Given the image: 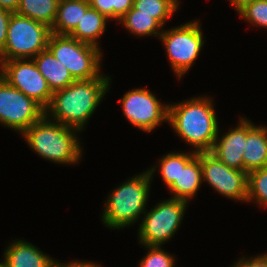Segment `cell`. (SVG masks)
Masks as SVG:
<instances>
[{
	"instance_id": "cell-1",
	"label": "cell",
	"mask_w": 267,
	"mask_h": 267,
	"mask_svg": "<svg viewBox=\"0 0 267 267\" xmlns=\"http://www.w3.org/2000/svg\"><path fill=\"white\" fill-rule=\"evenodd\" d=\"M110 80L105 74L89 80H75L66 88L53 92L45 115L81 132L109 91Z\"/></svg>"
},
{
	"instance_id": "cell-2",
	"label": "cell",
	"mask_w": 267,
	"mask_h": 267,
	"mask_svg": "<svg viewBox=\"0 0 267 267\" xmlns=\"http://www.w3.org/2000/svg\"><path fill=\"white\" fill-rule=\"evenodd\" d=\"M215 113L212 99L198 96L169 104L168 123L194 152H211L219 130Z\"/></svg>"
},
{
	"instance_id": "cell-3",
	"label": "cell",
	"mask_w": 267,
	"mask_h": 267,
	"mask_svg": "<svg viewBox=\"0 0 267 267\" xmlns=\"http://www.w3.org/2000/svg\"><path fill=\"white\" fill-rule=\"evenodd\" d=\"M77 129L50 120L44 115L22 133L35 153L52 163L74 165L79 163L82 148Z\"/></svg>"
},
{
	"instance_id": "cell-4",
	"label": "cell",
	"mask_w": 267,
	"mask_h": 267,
	"mask_svg": "<svg viewBox=\"0 0 267 267\" xmlns=\"http://www.w3.org/2000/svg\"><path fill=\"white\" fill-rule=\"evenodd\" d=\"M151 180L145 171L116 186L105 202L103 224L117 230L136 223L146 211Z\"/></svg>"
},
{
	"instance_id": "cell-5",
	"label": "cell",
	"mask_w": 267,
	"mask_h": 267,
	"mask_svg": "<svg viewBox=\"0 0 267 267\" xmlns=\"http://www.w3.org/2000/svg\"><path fill=\"white\" fill-rule=\"evenodd\" d=\"M51 33L48 25L15 12L12 13L6 44L0 53V61L33 59L47 48Z\"/></svg>"
},
{
	"instance_id": "cell-6",
	"label": "cell",
	"mask_w": 267,
	"mask_h": 267,
	"mask_svg": "<svg viewBox=\"0 0 267 267\" xmlns=\"http://www.w3.org/2000/svg\"><path fill=\"white\" fill-rule=\"evenodd\" d=\"M47 48L75 80H89L101 75V48L82 43L70 35L54 33L49 37Z\"/></svg>"
},
{
	"instance_id": "cell-7",
	"label": "cell",
	"mask_w": 267,
	"mask_h": 267,
	"mask_svg": "<svg viewBox=\"0 0 267 267\" xmlns=\"http://www.w3.org/2000/svg\"><path fill=\"white\" fill-rule=\"evenodd\" d=\"M187 201L168 198L160 201L150 211H145L140 226L138 237L143 246H161L171 240L187 208Z\"/></svg>"
},
{
	"instance_id": "cell-8",
	"label": "cell",
	"mask_w": 267,
	"mask_h": 267,
	"mask_svg": "<svg viewBox=\"0 0 267 267\" xmlns=\"http://www.w3.org/2000/svg\"><path fill=\"white\" fill-rule=\"evenodd\" d=\"M159 38L164 44L167 58L178 79L191 68L205 41L200 23L196 20L163 30Z\"/></svg>"
},
{
	"instance_id": "cell-9",
	"label": "cell",
	"mask_w": 267,
	"mask_h": 267,
	"mask_svg": "<svg viewBox=\"0 0 267 267\" xmlns=\"http://www.w3.org/2000/svg\"><path fill=\"white\" fill-rule=\"evenodd\" d=\"M45 115L34 99L11 86L0 75V123L21 134Z\"/></svg>"
},
{
	"instance_id": "cell-10",
	"label": "cell",
	"mask_w": 267,
	"mask_h": 267,
	"mask_svg": "<svg viewBox=\"0 0 267 267\" xmlns=\"http://www.w3.org/2000/svg\"><path fill=\"white\" fill-rule=\"evenodd\" d=\"M0 75L11 86L34 99L44 109L51 103L53 92L33 59L0 61Z\"/></svg>"
},
{
	"instance_id": "cell-11",
	"label": "cell",
	"mask_w": 267,
	"mask_h": 267,
	"mask_svg": "<svg viewBox=\"0 0 267 267\" xmlns=\"http://www.w3.org/2000/svg\"><path fill=\"white\" fill-rule=\"evenodd\" d=\"M119 101L127 120L144 132L155 130L163 121L168 122L169 104H161L146 88L130 90Z\"/></svg>"
},
{
	"instance_id": "cell-12",
	"label": "cell",
	"mask_w": 267,
	"mask_h": 267,
	"mask_svg": "<svg viewBox=\"0 0 267 267\" xmlns=\"http://www.w3.org/2000/svg\"><path fill=\"white\" fill-rule=\"evenodd\" d=\"M202 178L219 194L247 201L248 173L228 167L211 152H200Z\"/></svg>"
},
{
	"instance_id": "cell-13",
	"label": "cell",
	"mask_w": 267,
	"mask_h": 267,
	"mask_svg": "<svg viewBox=\"0 0 267 267\" xmlns=\"http://www.w3.org/2000/svg\"><path fill=\"white\" fill-rule=\"evenodd\" d=\"M202 178L200 152H180V173L178 178L168 187L172 198L189 201L199 190Z\"/></svg>"
},
{
	"instance_id": "cell-14",
	"label": "cell",
	"mask_w": 267,
	"mask_h": 267,
	"mask_svg": "<svg viewBox=\"0 0 267 267\" xmlns=\"http://www.w3.org/2000/svg\"><path fill=\"white\" fill-rule=\"evenodd\" d=\"M217 138L211 153L228 167L244 171L243 153L246 141V117H242L234 129Z\"/></svg>"
},
{
	"instance_id": "cell-15",
	"label": "cell",
	"mask_w": 267,
	"mask_h": 267,
	"mask_svg": "<svg viewBox=\"0 0 267 267\" xmlns=\"http://www.w3.org/2000/svg\"><path fill=\"white\" fill-rule=\"evenodd\" d=\"M243 158L244 172L267 167V126H256L247 118Z\"/></svg>"
},
{
	"instance_id": "cell-16",
	"label": "cell",
	"mask_w": 267,
	"mask_h": 267,
	"mask_svg": "<svg viewBox=\"0 0 267 267\" xmlns=\"http://www.w3.org/2000/svg\"><path fill=\"white\" fill-rule=\"evenodd\" d=\"M7 267H51L53 258L25 240H15L4 251Z\"/></svg>"
},
{
	"instance_id": "cell-17",
	"label": "cell",
	"mask_w": 267,
	"mask_h": 267,
	"mask_svg": "<svg viewBox=\"0 0 267 267\" xmlns=\"http://www.w3.org/2000/svg\"><path fill=\"white\" fill-rule=\"evenodd\" d=\"M33 60L52 92L64 89L75 81L65 65L48 48L38 53Z\"/></svg>"
},
{
	"instance_id": "cell-18",
	"label": "cell",
	"mask_w": 267,
	"mask_h": 267,
	"mask_svg": "<svg viewBox=\"0 0 267 267\" xmlns=\"http://www.w3.org/2000/svg\"><path fill=\"white\" fill-rule=\"evenodd\" d=\"M89 7V0H60L51 32L69 35L77 27Z\"/></svg>"
},
{
	"instance_id": "cell-19",
	"label": "cell",
	"mask_w": 267,
	"mask_h": 267,
	"mask_svg": "<svg viewBox=\"0 0 267 267\" xmlns=\"http://www.w3.org/2000/svg\"><path fill=\"white\" fill-rule=\"evenodd\" d=\"M107 21L109 19L105 15L90 6L69 35L82 43L100 48L98 38L104 34Z\"/></svg>"
},
{
	"instance_id": "cell-20",
	"label": "cell",
	"mask_w": 267,
	"mask_h": 267,
	"mask_svg": "<svg viewBox=\"0 0 267 267\" xmlns=\"http://www.w3.org/2000/svg\"><path fill=\"white\" fill-rule=\"evenodd\" d=\"M60 0H19L15 13L53 26Z\"/></svg>"
},
{
	"instance_id": "cell-21",
	"label": "cell",
	"mask_w": 267,
	"mask_h": 267,
	"mask_svg": "<svg viewBox=\"0 0 267 267\" xmlns=\"http://www.w3.org/2000/svg\"><path fill=\"white\" fill-rule=\"evenodd\" d=\"M118 22L136 36L160 37L163 31V26L152 15L136 14L133 7Z\"/></svg>"
},
{
	"instance_id": "cell-22",
	"label": "cell",
	"mask_w": 267,
	"mask_h": 267,
	"mask_svg": "<svg viewBox=\"0 0 267 267\" xmlns=\"http://www.w3.org/2000/svg\"><path fill=\"white\" fill-rule=\"evenodd\" d=\"M136 14L152 15L162 26L179 8L178 0H133Z\"/></svg>"
},
{
	"instance_id": "cell-23",
	"label": "cell",
	"mask_w": 267,
	"mask_h": 267,
	"mask_svg": "<svg viewBox=\"0 0 267 267\" xmlns=\"http://www.w3.org/2000/svg\"><path fill=\"white\" fill-rule=\"evenodd\" d=\"M249 201L267 207V167L248 173L247 202Z\"/></svg>"
},
{
	"instance_id": "cell-24",
	"label": "cell",
	"mask_w": 267,
	"mask_h": 267,
	"mask_svg": "<svg viewBox=\"0 0 267 267\" xmlns=\"http://www.w3.org/2000/svg\"><path fill=\"white\" fill-rule=\"evenodd\" d=\"M158 167L155 165L151 169H148V173L153 178L156 168L160 170V176L165 182L167 188L178 178L180 173V153L178 152H169L167 155L161 157L158 163Z\"/></svg>"
},
{
	"instance_id": "cell-25",
	"label": "cell",
	"mask_w": 267,
	"mask_h": 267,
	"mask_svg": "<svg viewBox=\"0 0 267 267\" xmlns=\"http://www.w3.org/2000/svg\"><path fill=\"white\" fill-rule=\"evenodd\" d=\"M89 3L108 19L117 21L133 7V0H89Z\"/></svg>"
},
{
	"instance_id": "cell-26",
	"label": "cell",
	"mask_w": 267,
	"mask_h": 267,
	"mask_svg": "<svg viewBox=\"0 0 267 267\" xmlns=\"http://www.w3.org/2000/svg\"><path fill=\"white\" fill-rule=\"evenodd\" d=\"M238 14L252 25L267 28V0H254Z\"/></svg>"
},
{
	"instance_id": "cell-27",
	"label": "cell",
	"mask_w": 267,
	"mask_h": 267,
	"mask_svg": "<svg viewBox=\"0 0 267 267\" xmlns=\"http://www.w3.org/2000/svg\"><path fill=\"white\" fill-rule=\"evenodd\" d=\"M148 253L139 262V267H174L175 258L161 246H145Z\"/></svg>"
},
{
	"instance_id": "cell-28",
	"label": "cell",
	"mask_w": 267,
	"mask_h": 267,
	"mask_svg": "<svg viewBox=\"0 0 267 267\" xmlns=\"http://www.w3.org/2000/svg\"><path fill=\"white\" fill-rule=\"evenodd\" d=\"M11 14L12 12L9 10L0 8V53L4 50L6 44L7 30Z\"/></svg>"
},
{
	"instance_id": "cell-29",
	"label": "cell",
	"mask_w": 267,
	"mask_h": 267,
	"mask_svg": "<svg viewBox=\"0 0 267 267\" xmlns=\"http://www.w3.org/2000/svg\"><path fill=\"white\" fill-rule=\"evenodd\" d=\"M231 267H267V253L257 255L256 257H243Z\"/></svg>"
},
{
	"instance_id": "cell-30",
	"label": "cell",
	"mask_w": 267,
	"mask_h": 267,
	"mask_svg": "<svg viewBox=\"0 0 267 267\" xmlns=\"http://www.w3.org/2000/svg\"><path fill=\"white\" fill-rule=\"evenodd\" d=\"M51 267H102L99 264L93 263V262H86V261H72V262H68V264L66 263H61L56 261V259L53 261Z\"/></svg>"
},
{
	"instance_id": "cell-31",
	"label": "cell",
	"mask_w": 267,
	"mask_h": 267,
	"mask_svg": "<svg viewBox=\"0 0 267 267\" xmlns=\"http://www.w3.org/2000/svg\"><path fill=\"white\" fill-rule=\"evenodd\" d=\"M19 5V0H0V8L9 10L14 13Z\"/></svg>"
},
{
	"instance_id": "cell-32",
	"label": "cell",
	"mask_w": 267,
	"mask_h": 267,
	"mask_svg": "<svg viewBox=\"0 0 267 267\" xmlns=\"http://www.w3.org/2000/svg\"><path fill=\"white\" fill-rule=\"evenodd\" d=\"M230 1L231 5L235 7L237 12L242 10L246 5L250 4L254 0H228Z\"/></svg>"
},
{
	"instance_id": "cell-33",
	"label": "cell",
	"mask_w": 267,
	"mask_h": 267,
	"mask_svg": "<svg viewBox=\"0 0 267 267\" xmlns=\"http://www.w3.org/2000/svg\"><path fill=\"white\" fill-rule=\"evenodd\" d=\"M0 267H7V265H6L5 261H3V262H0Z\"/></svg>"
}]
</instances>
